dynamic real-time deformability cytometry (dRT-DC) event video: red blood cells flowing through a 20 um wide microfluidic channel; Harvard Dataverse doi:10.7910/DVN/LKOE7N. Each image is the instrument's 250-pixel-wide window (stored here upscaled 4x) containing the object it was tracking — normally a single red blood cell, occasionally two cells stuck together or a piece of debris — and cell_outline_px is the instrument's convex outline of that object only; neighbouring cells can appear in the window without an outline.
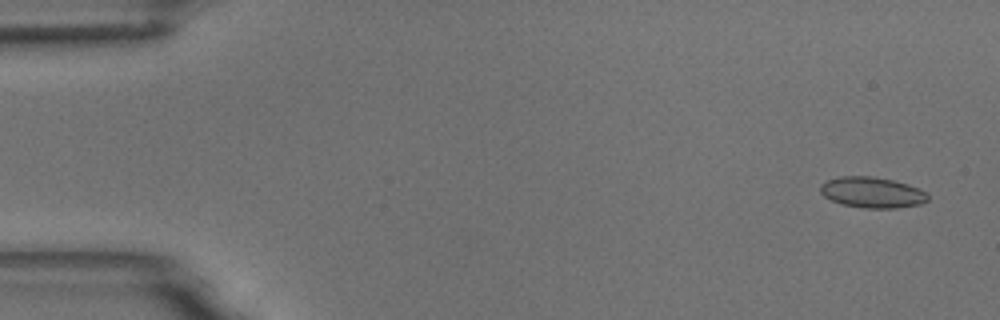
{"species": "common noctule bat (a hibernating species)", "species_latin": "Nyctalus noctula", "temperature_condition": "room temperature", "stored_images_in_passage": 54, "camera_frame_rate_fps": 3000, "um_per_image_px": 0.085, "animal": {"sex": "male", "body_mass_g": 18.8}, "frame": {"image": 1, "passage_image": 3, "time_ms": 0.667, "image_size_px": [1000, 320], "cell_outline_px": [[928, 200], [920, 204], [896, 208], [864, 208], [840, 204], [824, 196], [820, 192], [820, 184], [828, 180], [840, 176], [872, 176], [892, 180], [908, 184], [924, 192], [928, 196]], "centroid_in_image_um": [74.09, 16.36], "position_along_channel_um": 10.9, "area_um2": 19.19}}
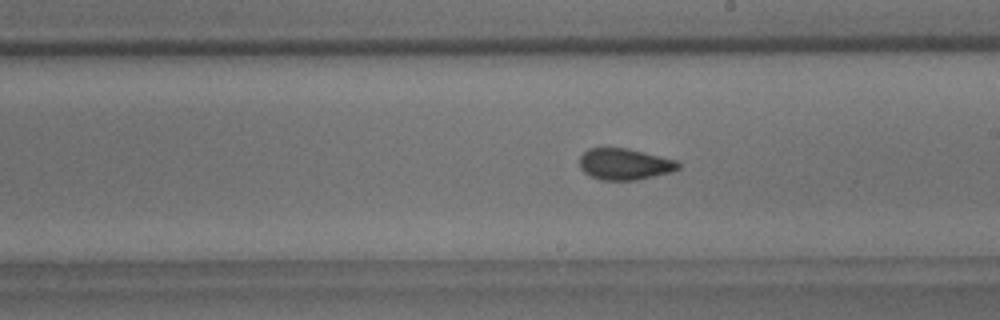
{"frame": {"image": 2, "passage_image": 31, "time_ms": 10.0, "image_size_px": [1000, 320], "cell_outline_px": [[680, 168], [672, 172], [636, 180], [600, 180], [588, 176], [580, 168], [580, 156], [588, 148], [628, 148], [676, 160], [680, 164]], "centroid_in_image_um": [53.08, 13.96], "position_along_channel_um": 235.9, "area_um2": 18.15}}
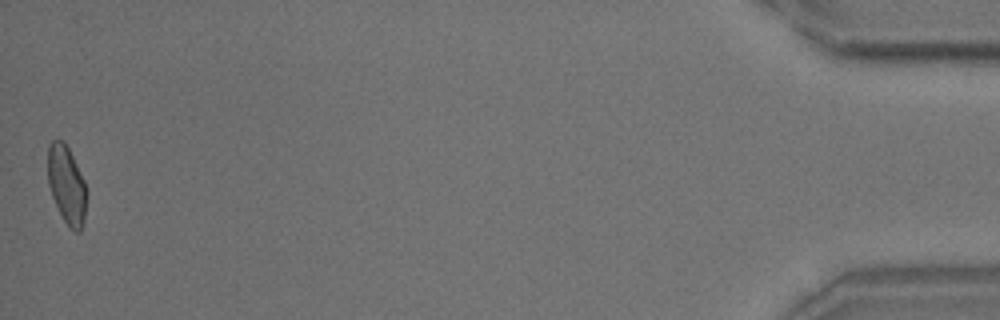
{"frame": {"image": 3, "passage_image": 54, "time_ms": 17.667, "image_size_px": [1000, 320], "cell_outline_px": [[88, 192], [84, 220], [80, 232], [76, 232], [68, 228], [52, 196], [48, 184], [48, 144], [52, 140], [64, 140], [84, 180]], "centroid_in_image_um": [5.68, 15.73], "position_along_channel_um": 429.5, "area_um2": 17.74}, "authors_computed_cell_mechanics": {"area_um2": 18.3226, "velocity_mm_per_s": 3.7606, "shape_relaxation_time_tau1_ms": 5.5772, "shape_relaxation_time_tau2_ms": 1.2568, "deformation_change_tau1": 0.1153, "deformation_change_tau2": 0.0544}}